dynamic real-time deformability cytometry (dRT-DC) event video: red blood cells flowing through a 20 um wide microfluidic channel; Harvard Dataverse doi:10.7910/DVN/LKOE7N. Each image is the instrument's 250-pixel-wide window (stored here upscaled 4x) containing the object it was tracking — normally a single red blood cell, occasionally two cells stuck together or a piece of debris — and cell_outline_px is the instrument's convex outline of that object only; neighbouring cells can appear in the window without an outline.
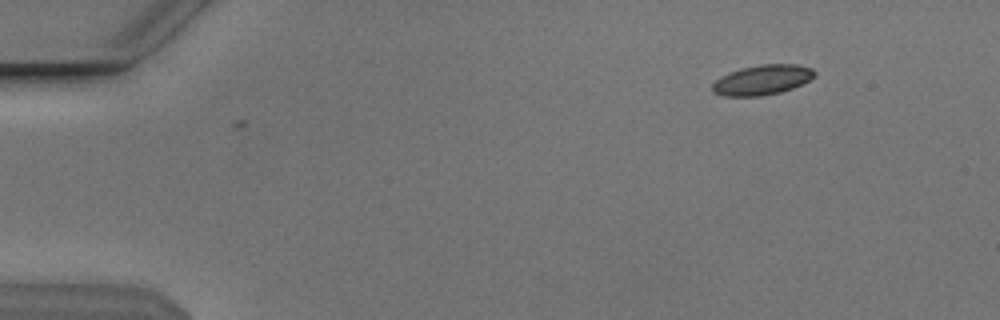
{"species": "Egyptian fruit bat (a non-hibernating species)", "species_latin": "Rousettus aegyptiacus", "temperature_condition": "cold", "stored_images_in_passage": 14, "camera_frame_rate_fps": 3000, "um_per_image_px": 0.085, "animal": {"sex": "male"}, "frame": {"image": 1, "passage_image": 1, "time_ms": 0.0, "image_size_px": [1000, 320], "cell_outline_px": [[816, 76], [812, 80], [792, 88], [780, 92], [760, 96], [724, 96], [712, 92], [712, 84], [720, 76], [744, 68], [760, 64], [796, 64], [812, 68], [816, 72]], "centroid_in_image_um": [64.83, 6.79], "position_along_channel_um": 20.2, "area_um2": 17.86}}
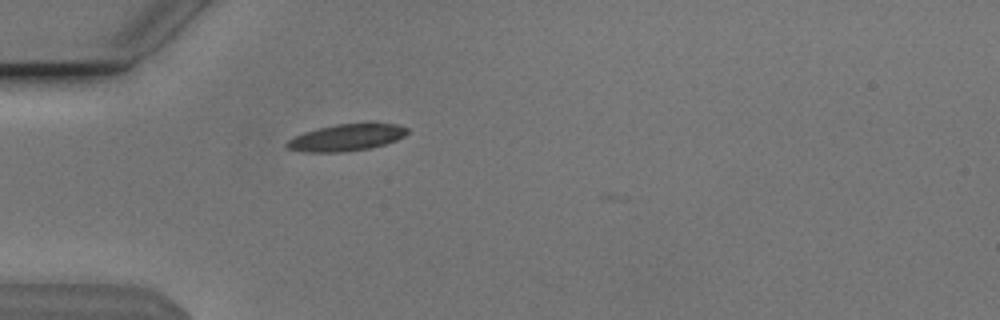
{"frame": {"image": 2, "passage_image": 11, "time_ms": 3.333, "image_size_px": [1000, 320], "cell_outline_px": [[408, 132], [404, 136], [396, 140], [384, 144], [368, 148], [340, 152], [304, 152], [288, 148], [284, 144], [292, 136], [304, 132], [336, 124], [368, 120], [372, 120], [396, 124], [408, 128]], "centroid_in_image_um": [29.48, 11.63], "position_along_channel_um": 55.5, "area_um2": 19.42}}